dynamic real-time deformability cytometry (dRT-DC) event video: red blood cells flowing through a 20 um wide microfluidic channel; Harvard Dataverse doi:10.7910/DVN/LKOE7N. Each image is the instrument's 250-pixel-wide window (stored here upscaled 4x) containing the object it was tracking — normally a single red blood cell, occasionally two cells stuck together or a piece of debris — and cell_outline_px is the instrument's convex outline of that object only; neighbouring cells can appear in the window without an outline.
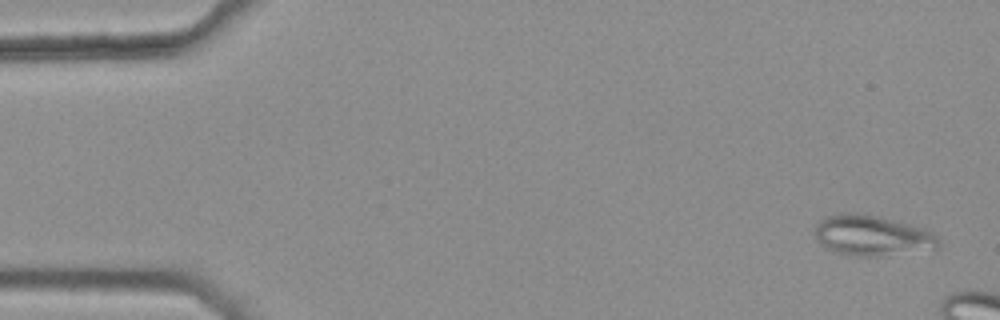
{"species": "common noctule bat (a hibernating species)", "species_latin": "Nyctalus noctula", "temperature_condition": "warm", "stored_images_in_passage": 3, "camera_frame_rate_fps": 3000, "um_per_image_px": 0.085, "animal": {"sex": "female", "body_mass_g": 25.1}, "frame": {"image": 1, "passage_image": 1, "time_ms": 0.0, "image_size_px": [1000, 320], "cell_outline_px": [[940, 248], [880, 256], [856, 256], [836, 252], [820, 244], [816, 240], [816, 224], [820, 220], [828, 216], [840, 212], [852, 212], [880, 216], [912, 224], [924, 228], [932, 232], [940, 240]], "centroid_in_image_um": [74.16, 20.0], "position_along_channel_um": 10.8, "area_um2": 29.36}}